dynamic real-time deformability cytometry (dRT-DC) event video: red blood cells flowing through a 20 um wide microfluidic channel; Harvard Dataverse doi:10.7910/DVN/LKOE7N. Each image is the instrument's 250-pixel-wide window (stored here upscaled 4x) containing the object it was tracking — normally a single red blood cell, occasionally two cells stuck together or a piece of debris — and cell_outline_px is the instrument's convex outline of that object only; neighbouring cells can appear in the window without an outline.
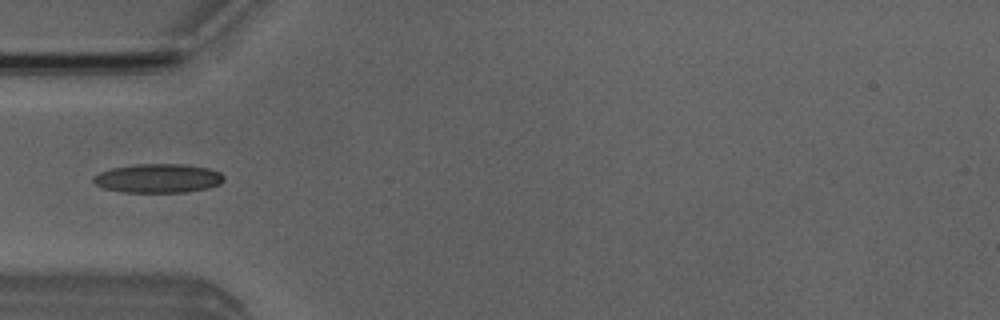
{"species": "Egyptian fruit bat (a non-hibernating species)", "species_latin": "Rousettus aegyptiacus", "temperature_condition": "room temperature", "stored_images_in_passage": 5, "camera_frame_rate_fps": 3000, "um_per_image_px": 0.085, "animal": {"sex": "male"}, "frame": {"image": 1, "passage_image": 4, "time_ms": 3.667, "image_size_px": [1000, 320], "cell_outline_px": [[224, 180], [220, 184], [208, 188], [184, 192], [120, 192], [104, 188], [96, 184], [92, 180], [92, 176], [100, 172], [112, 168], [136, 164], [184, 164], [208, 168], [220, 172], [224, 176]], "centroid_in_image_um": [13.44, 15.15], "position_along_channel_um": 71.6, "area_um2": 22.08}}